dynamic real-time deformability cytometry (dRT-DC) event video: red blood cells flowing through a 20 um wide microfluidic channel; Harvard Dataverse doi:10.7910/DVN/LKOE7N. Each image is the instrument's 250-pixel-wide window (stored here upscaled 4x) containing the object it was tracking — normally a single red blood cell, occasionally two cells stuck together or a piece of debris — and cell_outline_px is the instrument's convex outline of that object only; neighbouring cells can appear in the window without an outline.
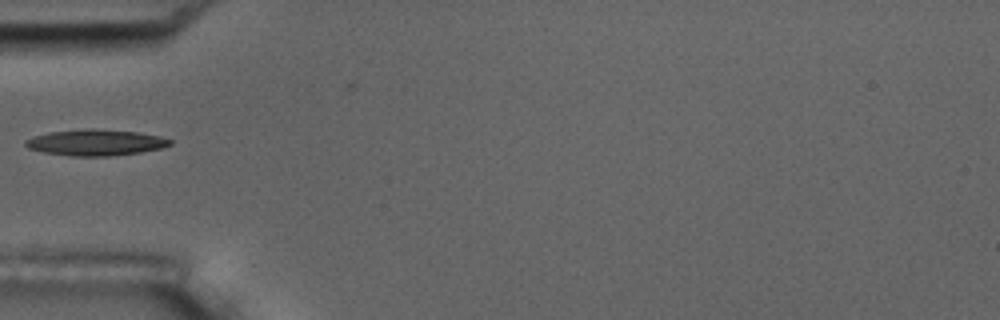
{"species": "common noctule bat (a hibernating species)", "species_latin": "Nyctalus noctula", "temperature_condition": "room temperature", "stored_images_in_passage": 6, "camera_frame_rate_fps": 3000, "um_per_image_px": 0.085, "animal": {"sex": "male", "body_mass_g": 17.5, "forearm_length_mm": 52.3}, "frame": {"image": 1, "passage_image": 5, "time_ms": 5.667, "image_size_px": [1000, 320], "cell_outline_px": [[172, 144], [160, 148], [140, 152], [108, 156], [72, 156], [44, 152], [28, 148], [24, 144], [24, 140], [32, 136], [48, 132], [88, 128], [96, 128], [136, 132], [160, 136], [172, 140]], "centroid_in_image_um": [8.09, 12.1], "position_along_channel_um": 76.9, "area_um2": 22.02}}